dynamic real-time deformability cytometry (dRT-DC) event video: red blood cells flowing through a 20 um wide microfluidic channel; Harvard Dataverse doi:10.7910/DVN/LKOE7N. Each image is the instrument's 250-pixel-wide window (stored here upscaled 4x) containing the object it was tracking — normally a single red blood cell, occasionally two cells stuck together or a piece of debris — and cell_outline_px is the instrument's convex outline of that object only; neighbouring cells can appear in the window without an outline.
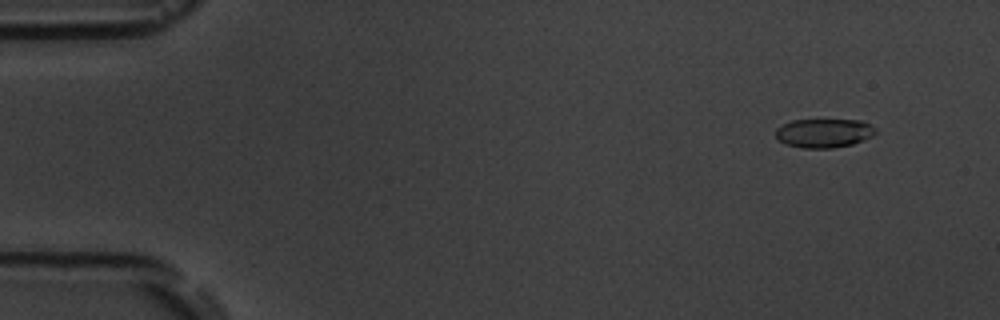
{"species": "common noctule bat (a hibernating species)", "species_latin": "Nyctalus noctula", "temperature_condition": "room temperature", "stored_images_in_passage": 5, "camera_frame_rate_fps": 3000, "um_per_image_px": 0.085, "animal": {"sex": "male", "body_mass_g": 19.5, "forearm_length_mm": 54.6}, "frame": {"image": 1, "passage_image": 2, "time_ms": 1.333, "image_size_px": [1000, 320], "cell_outline_px": [[876, 132], [872, 136], [864, 140], [852, 144], [832, 148], [804, 148], [784, 144], [776, 136], [776, 128], [792, 120], [860, 120], [876, 128]], "centroid_in_image_um": [70.03, 11.31], "position_along_channel_um": 15.0, "area_um2": 16.76}}